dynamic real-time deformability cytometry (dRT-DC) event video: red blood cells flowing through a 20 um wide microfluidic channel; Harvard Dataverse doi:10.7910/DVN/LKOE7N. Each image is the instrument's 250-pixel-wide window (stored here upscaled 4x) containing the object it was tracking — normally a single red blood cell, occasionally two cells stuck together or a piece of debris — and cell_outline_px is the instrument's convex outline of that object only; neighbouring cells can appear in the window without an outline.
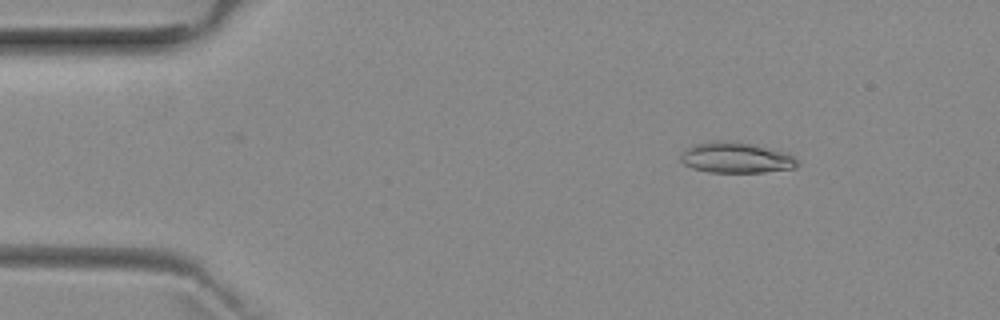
{"species": "common noctule bat (a hibernating species)", "species_latin": "Nyctalus noctula", "temperature_condition": "room temperature", "stored_images_in_passage": 5, "camera_frame_rate_fps": 3000, "um_per_image_px": 0.085, "animal": {"sex": "female", "body_mass_g": 29.2, "forearm_length_mm": 56.3}, "frame": {"image": 1, "passage_image": 2, "time_ms": 1.333, "image_size_px": [1000, 320], "cell_outline_px": [[800, 164], [796, 168], [764, 172], [708, 172], [692, 168], [684, 164], [680, 160], [680, 152], [684, 148], [692, 144], [712, 140], [756, 144], [784, 152], [792, 156]], "centroid_in_image_um": [62.51, 13.4], "position_along_channel_um": 22.5, "area_um2": 21.1}}
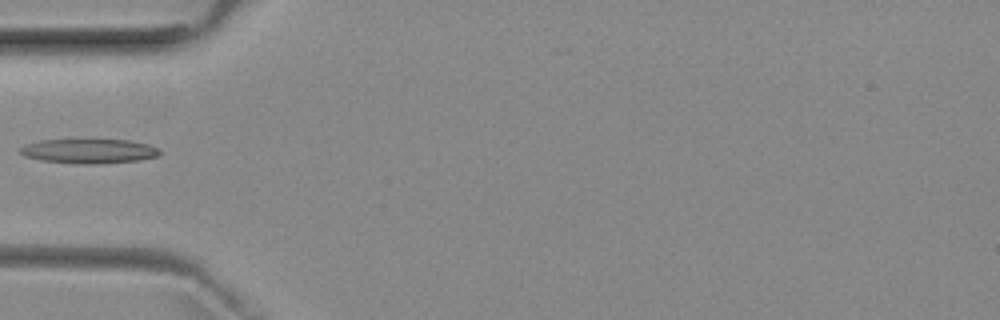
{"frame": {"image": 2, "passage_image": 5, "time_ms": 4.667, "image_size_px": [1000, 320], "cell_outline_px": [[160, 156], [140, 160], [100, 164], [72, 164], [40, 160], [24, 156], [20, 152], [20, 148], [28, 144], [40, 140], [128, 140], [148, 144], [156, 148], [160, 152]], "centroid_in_image_um": [7.57, 12.86], "position_along_channel_um": 77.4, "area_um2": 19.94}}